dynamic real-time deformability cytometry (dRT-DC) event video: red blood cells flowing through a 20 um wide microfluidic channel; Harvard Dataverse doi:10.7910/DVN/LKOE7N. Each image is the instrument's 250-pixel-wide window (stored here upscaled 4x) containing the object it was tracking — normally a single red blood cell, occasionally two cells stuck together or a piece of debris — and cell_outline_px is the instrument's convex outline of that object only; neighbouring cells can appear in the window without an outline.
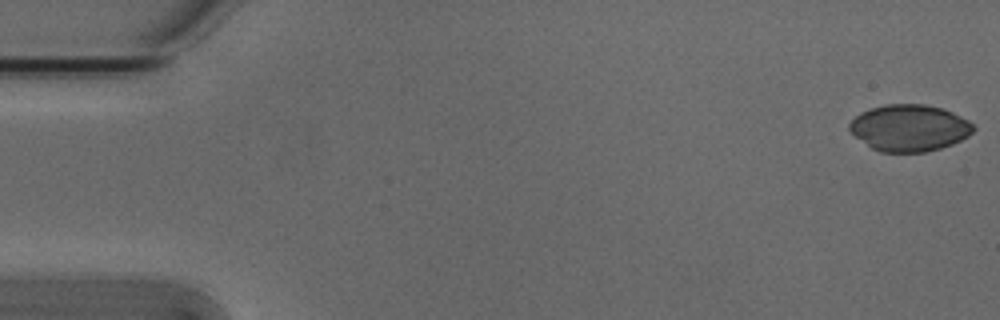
{"species": "Egyptian fruit bat (a non-hibernating species)", "species_latin": "Rousettus aegyptiacus", "temperature_condition": "cold", "stored_images_in_passage": 5, "camera_frame_rate_fps": 3000, "um_per_image_px": 0.085, "animal": {"sex": "male"}, "frame": {"image": 1, "passage_image": 5, "time_ms": 1.333, "image_size_px": [1000, 320], "cell_outline_px": [[976, 128], [968, 136], [952, 144], [940, 148], [924, 152], [880, 152], [872, 148], [856, 136], [848, 128], [848, 124], [860, 112], [872, 108], [888, 104], [924, 104], [940, 108], [952, 112], [968, 120]], "centroid_in_image_um": [77.3, 10.87], "position_along_channel_um": 7.7, "area_um2": 33.41}}